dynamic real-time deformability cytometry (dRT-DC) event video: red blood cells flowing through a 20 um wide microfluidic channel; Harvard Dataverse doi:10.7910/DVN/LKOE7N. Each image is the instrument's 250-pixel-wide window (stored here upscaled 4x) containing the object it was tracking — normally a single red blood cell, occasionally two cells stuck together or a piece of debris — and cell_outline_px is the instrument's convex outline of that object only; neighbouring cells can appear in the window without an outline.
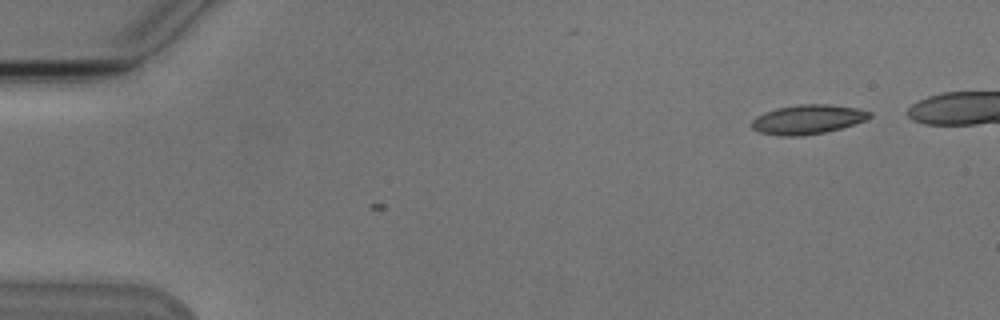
{"species": "Egyptian fruit bat (a non-hibernating species)", "species_latin": "Rousettus aegyptiacus", "temperature_condition": "cold", "stored_images_in_passage": 2, "camera_frame_rate_fps": 3000, "um_per_image_px": 0.085, "animal": {"sex": "male"}, "frame": {"image": 1, "passage_image": 2, "time_ms": 1.0, "image_size_px": [1000, 320], "cell_outline_px": [[872, 116], [864, 120], [840, 128], [824, 132], [800, 136], [780, 136], [760, 132], [752, 128], [752, 120], [756, 116], [764, 112], [776, 108], [800, 104], [832, 104], [860, 108], [872, 112]], "centroid_in_image_um": [68.66, 10.13], "position_along_channel_um": 16.3, "area_um2": 20.17}}